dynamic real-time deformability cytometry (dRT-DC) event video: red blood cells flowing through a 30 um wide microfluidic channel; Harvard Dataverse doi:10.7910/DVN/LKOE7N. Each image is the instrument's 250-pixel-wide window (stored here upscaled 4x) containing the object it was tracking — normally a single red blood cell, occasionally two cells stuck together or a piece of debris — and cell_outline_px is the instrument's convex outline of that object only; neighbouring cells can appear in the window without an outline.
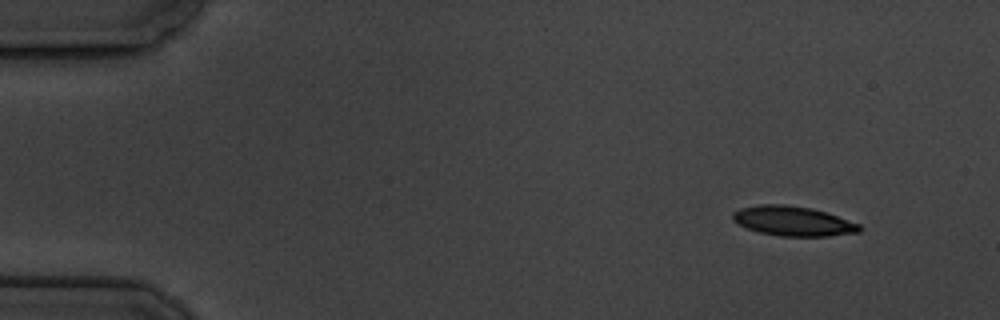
{"species": "common noctule bat (a hibernating species)", "species_latin": "Nyctalus noctula", "temperature_condition": "cold", "stored_images_in_passage": 10, "camera_frame_rate_fps": 3000, "um_per_image_px": 0.085, "animal": {"sex": "male", "body_mass_g": 19.5, "forearm_length_mm": 54.6}, "frame": {"image": 1, "passage_image": 1, "time_ms": 0.0, "image_size_px": [1000, 320], "cell_outline_px": [[864, 228], [860, 232], [828, 236], [780, 236], [760, 232], [748, 228], [732, 220], [732, 212], [740, 208], [756, 204], [784, 204], [812, 208], [828, 212], [860, 224]], "centroid_in_image_um": [67.44, 18.78], "position_along_channel_um": 17.6, "area_um2": 22.14}}
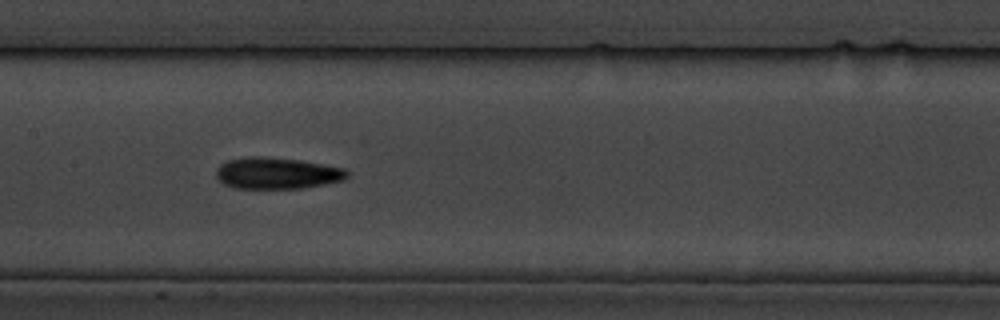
{"frame": {"image": 2, "passage_image": 8, "time_ms": 7.667, "image_size_px": [1000, 320], "cell_outline_px": [[348, 176], [344, 180], [324, 184], [300, 188], [236, 188], [224, 184], [216, 176], [216, 168], [220, 164], [228, 160], [248, 156], [260, 156], [300, 160], [324, 164], [344, 168], [348, 172]], "centroid_in_image_um": [23.53, 14.71], "position_along_channel_um": 183.9, "area_um2": 23.99}}
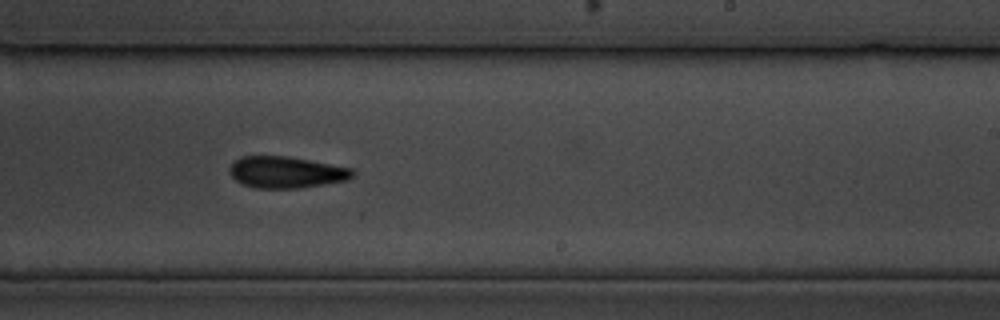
{"frame": {"image": 3, "passage_image": 10, "time_ms": 10.0, "image_size_px": [1000, 320], "cell_outline_px": [[356, 172], [348, 180], [324, 184], [296, 188], [256, 188], [244, 184], [236, 180], [228, 172], [228, 168], [240, 156], [284, 156], [308, 160], [352, 168]], "centroid_in_image_um": [24.32, 14.64], "position_along_channel_um": 264.7, "area_um2": 22.43}}